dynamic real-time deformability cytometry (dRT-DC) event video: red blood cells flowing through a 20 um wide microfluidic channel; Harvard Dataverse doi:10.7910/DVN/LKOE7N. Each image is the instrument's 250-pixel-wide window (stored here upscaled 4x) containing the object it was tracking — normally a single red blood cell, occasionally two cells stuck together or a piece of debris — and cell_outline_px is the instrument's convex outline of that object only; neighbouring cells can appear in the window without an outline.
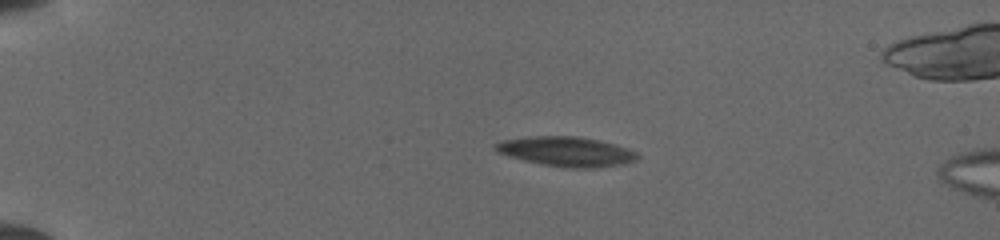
{"species": "common noctule bat (a hibernating species)", "species_latin": "Nyctalus noctula", "temperature_condition": "cold", "stored_images_in_passage": 18, "camera_frame_rate_fps": 3000, "um_per_image_px": 0.085, "animal": {"sex": "female", "body_mass_g": 19.5, "forearm_length_mm": 54.1}, "frame": {"image": 1, "passage_image": 13, "time_ms": 4.0, "image_size_px": [1000, 240], "cell_outline_px": [[640, 156], [636, 160], [616, 164], [588, 168], [564, 168], [524, 160], [500, 152], [496, 148], [496, 144], [504, 140], [540, 136], [572, 136], [596, 140], [612, 144], [636, 152]], "centroid_in_image_um": [48.16, 12.89], "position_along_channel_um": 36.8, "area_um2": 23.47}}